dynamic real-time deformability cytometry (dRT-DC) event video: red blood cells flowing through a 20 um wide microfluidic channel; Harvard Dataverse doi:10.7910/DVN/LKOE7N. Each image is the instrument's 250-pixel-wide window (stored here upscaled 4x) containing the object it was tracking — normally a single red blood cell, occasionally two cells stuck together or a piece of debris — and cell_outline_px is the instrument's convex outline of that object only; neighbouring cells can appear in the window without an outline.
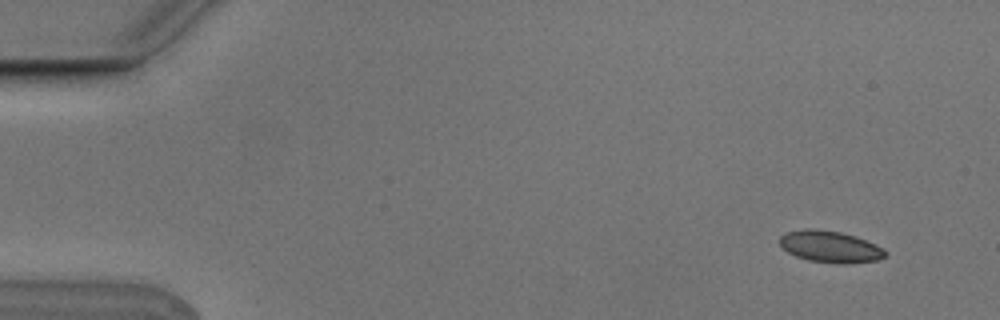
{"species": "Egyptian fruit bat (a non-hibernating species)", "species_latin": "Rousettus aegyptiacus", "temperature_condition": "cold", "stored_images_in_passage": 4, "camera_frame_rate_fps": 3000, "um_per_image_px": 0.085, "animal": {"sex": "male"}, "frame": {"image": 1, "passage_image": 1, "time_ms": 0.0, "image_size_px": [1000, 320], "cell_outline_px": [[888, 252], [884, 256], [876, 260], [844, 264], [808, 260], [796, 256], [788, 252], [780, 244], [780, 236], [788, 232], [804, 228], [812, 228], [840, 232], [856, 236], [884, 248]], "centroid_in_image_um": [70.57, 20.96], "position_along_channel_um": 14.4, "area_um2": 19.31}}
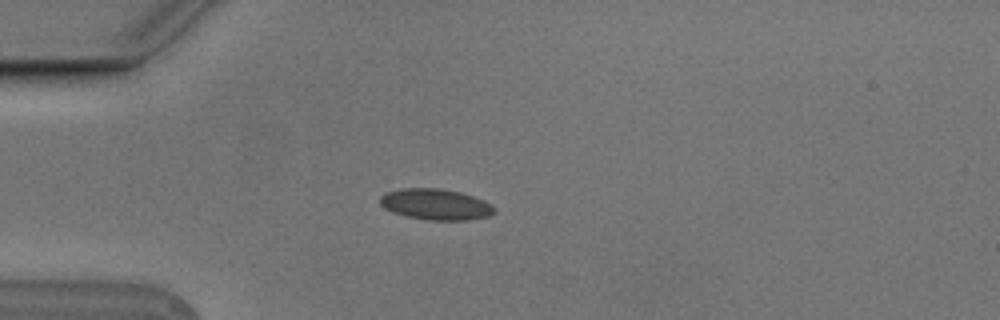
{"frame": {"image": 2, "passage_image": 4, "time_ms": 1.0, "image_size_px": [1000, 320], "cell_outline_px": [[496, 212], [488, 216], [468, 220], [428, 220], [404, 216], [392, 212], [384, 208], [380, 204], [380, 196], [384, 192], [400, 188], [436, 188], [460, 192], [484, 200], [492, 204], [496, 208]], "centroid_in_image_um": [37.01, 17.37], "position_along_channel_um": 48.0, "area_um2": 20.87}}